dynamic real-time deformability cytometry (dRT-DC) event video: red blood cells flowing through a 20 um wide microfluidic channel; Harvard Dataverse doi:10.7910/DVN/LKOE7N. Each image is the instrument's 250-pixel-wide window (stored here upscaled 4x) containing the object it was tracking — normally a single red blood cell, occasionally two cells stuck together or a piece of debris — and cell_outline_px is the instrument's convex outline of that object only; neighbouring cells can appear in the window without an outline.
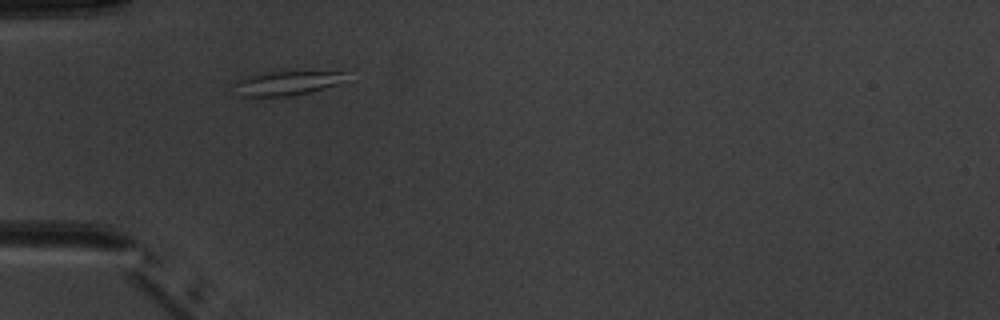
{"species": "common noctule bat (a hibernating species)", "species_latin": "Nyctalus noctula", "temperature_condition": "warm", "stored_images_in_passage": 2, "camera_frame_rate_fps": 3000, "um_per_image_px": 0.085, "animal": {"sex": "male", "body_mass_g": 20.1, "forearm_length_mm": 53.5}, "frame": {"image": 1, "passage_image": 1, "time_ms": 0.0, "image_size_px": [1000, 320], "cell_outline_px": [[344, 72], [336, 84], [308, 92], [288, 96], [240, 96], [232, 84], [240, 76], [268, 72]], "centroid_in_image_um": [24.15, 7.07], "position_along_channel_um": 60.8, "area_um2": 15.26}}
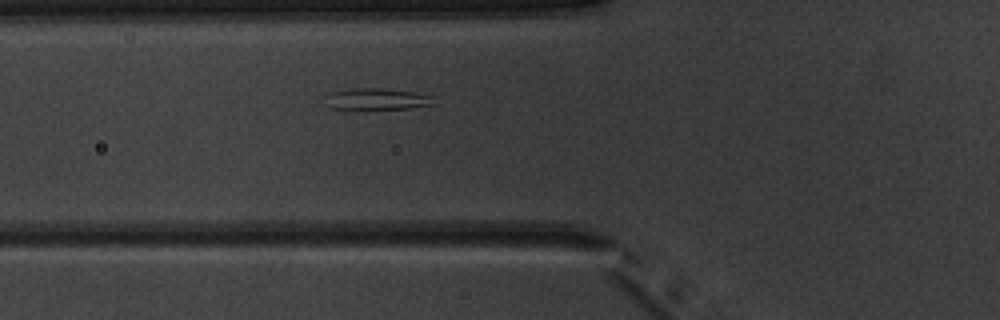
{"frame": {"image": 2, "passage_image": 2, "time_ms": 1.0, "image_size_px": [1000, 320], "cell_outline_px": [[436, 104], [408, 108], [360, 112], [332, 108], [324, 96], [328, 92], [356, 88], [380, 88], [412, 92], [432, 96]], "centroid_in_image_um": [31.98, 8.47], "position_along_channel_um": 93.8, "area_um2": 14.28}}